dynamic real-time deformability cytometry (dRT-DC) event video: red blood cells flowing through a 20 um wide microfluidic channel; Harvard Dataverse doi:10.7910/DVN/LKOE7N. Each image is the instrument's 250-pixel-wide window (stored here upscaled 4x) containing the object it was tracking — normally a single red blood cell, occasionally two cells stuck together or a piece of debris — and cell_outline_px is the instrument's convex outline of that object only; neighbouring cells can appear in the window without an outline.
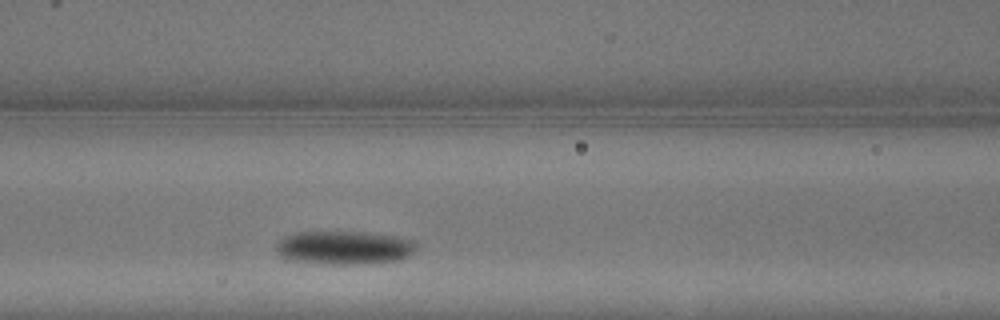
{"species": "common noctule bat (a hibernating species)", "species_latin": "Nyctalus noctula", "temperature_condition": "warm", "stored_images_in_passage": 4, "camera_frame_rate_fps": 3000, "um_per_image_px": 0.085, "animal": {"sex": "male", "body_mass_g": 13.3}, "frame": {"image": 1, "passage_image": 4, "time_ms": 1.0, "image_size_px": [1000, 320], "cell_outline_px": [[416, 248], [408, 256], [400, 260], [368, 264], [336, 264], [296, 260], [284, 256], [276, 252], [276, 244], [284, 236], [296, 232], [368, 232], [396, 236], [416, 240]], "centroid_in_image_um": [29.33, 21.03], "position_along_channel_um": 137.3, "area_um2": 27.28}}